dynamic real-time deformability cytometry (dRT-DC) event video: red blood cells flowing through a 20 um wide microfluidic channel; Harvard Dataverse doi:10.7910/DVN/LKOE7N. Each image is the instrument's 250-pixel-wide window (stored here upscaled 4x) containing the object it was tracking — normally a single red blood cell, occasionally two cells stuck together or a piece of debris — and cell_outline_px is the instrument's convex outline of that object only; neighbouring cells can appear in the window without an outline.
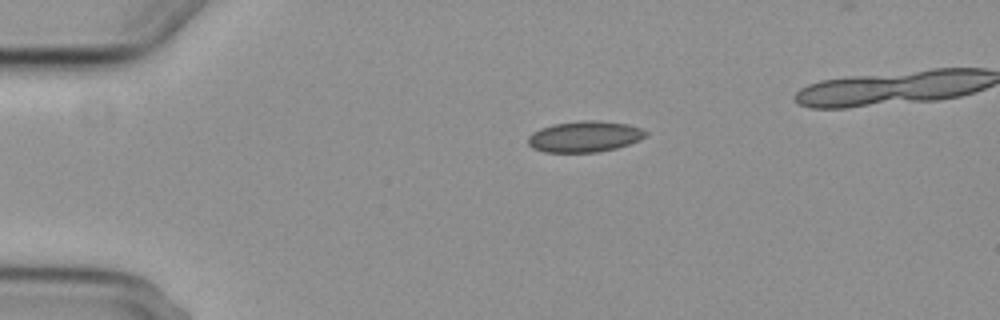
{"species": "common noctule bat (a hibernating species)", "species_latin": "Nyctalus noctula", "temperature_condition": "cold", "stored_images_in_passage": 2, "camera_frame_rate_fps": 3000, "um_per_image_px": 0.085, "animal": {"sex": "female", "body_mass_g": 29.2, "forearm_length_mm": 56.3}, "frame": {"image": 1, "passage_image": 1, "time_ms": 0.0, "image_size_px": [1000, 320], "cell_outline_px": [[648, 132], [640, 140], [616, 148], [600, 152], [544, 152], [532, 148], [528, 144], [528, 136], [532, 132], [540, 128], [552, 124], [580, 120], [596, 120], [628, 124], [640, 128]], "centroid_in_image_um": [49.66, 11.6], "position_along_channel_um": 35.3, "area_um2": 21.39}}